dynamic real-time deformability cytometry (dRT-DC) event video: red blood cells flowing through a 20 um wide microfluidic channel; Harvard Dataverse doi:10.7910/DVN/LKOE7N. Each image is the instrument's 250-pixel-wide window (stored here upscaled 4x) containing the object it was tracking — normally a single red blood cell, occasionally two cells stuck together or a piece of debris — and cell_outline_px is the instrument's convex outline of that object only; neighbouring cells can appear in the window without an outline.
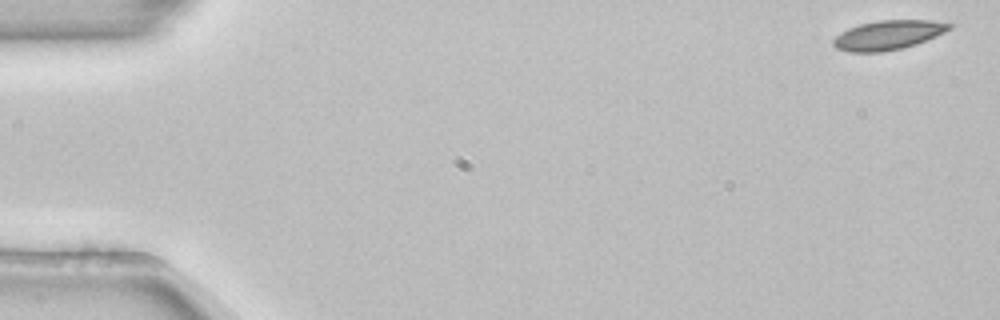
{"species": "common noctule bat (a hibernating species)", "species_latin": "Nyctalus noctula", "temperature_condition": "room temperature", "stored_images_in_passage": 53, "camera_frame_rate_fps": 3000, "um_per_image_px": 0.085, "animal": {"sex": "female", "body_mass_g": 22.7, "forearm_length_mm": 54.2}, "frame": {"image": 1, "passage_image": 1, "time_ms": 0.0, "image_size_px": [1000, 320], "cell_outline_px": [[956, 24], [952, 28], [936, 36], [916, 44], [904, 48], [884, 52], [848, 52], [836, 48], [832, 44], [832, 40], [840, 32], [848, 28], [860, 24], [880, 20], [932, 20]], "centroid_in_image_um": [75.5, 2.98], "position_along_channel_um": 9.5, "area_um2": 20.06}}
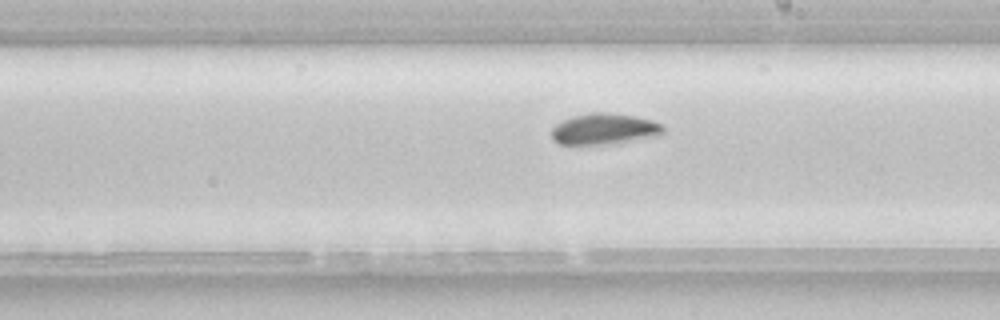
{"frame": {"image": 2, "passage_image": 30, "time_ms": 9.667, "image_size_px": [1000, 320], "cell_outline_px": [[664, 132], [660, 136], [604, 144], [560, 144], [552, 140], [552, 128], [556, 124], [572, 116], [592, 112], [604, 112], [632, 116], [652, 120], [660, 124], [664, 128]], "centroid_in_image_um": [51.35, 10.96], "position_along_channel_um": 237.6, "area_um2": 20.0}}
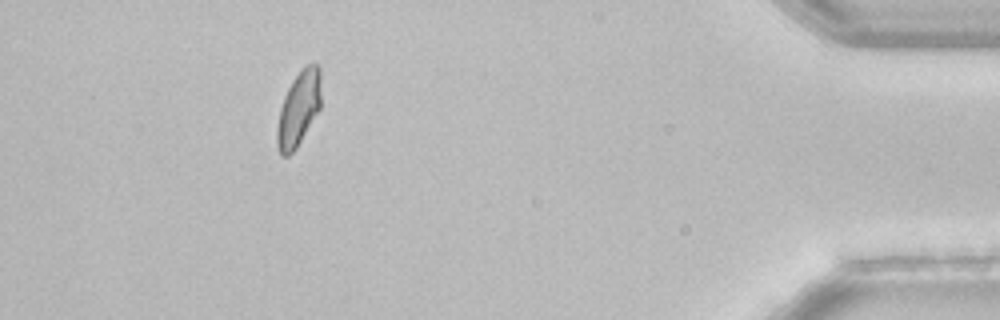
{"frame": {"image": 3, "passage_image": 48, "time_ms": 15.667, "image_size_px": [1000, 320], "cell_outline_px": [[320, 108], [296, 148], [288, 156], [280, 156], [276, 144], [276, 132], [280, 108], [284, 96], [292, 80], [308, 64], [316, 64], [320, 68]], "centroid_in_image_um": [25.36, 9.28], "position_along_channel_um": 409.8, "area_um2": 18.9}, "authors_computed_cell_mechanics": {"area_um2": 19.941, "velocity_mm_per_s": 3.8503, "shape_relaxation_time_tau1_ms": 3.4133, "shape_relaxation_time_tau2_ms": null, "deformation_change_tau1": 0.0723, "deformation_change_tau2": null}}